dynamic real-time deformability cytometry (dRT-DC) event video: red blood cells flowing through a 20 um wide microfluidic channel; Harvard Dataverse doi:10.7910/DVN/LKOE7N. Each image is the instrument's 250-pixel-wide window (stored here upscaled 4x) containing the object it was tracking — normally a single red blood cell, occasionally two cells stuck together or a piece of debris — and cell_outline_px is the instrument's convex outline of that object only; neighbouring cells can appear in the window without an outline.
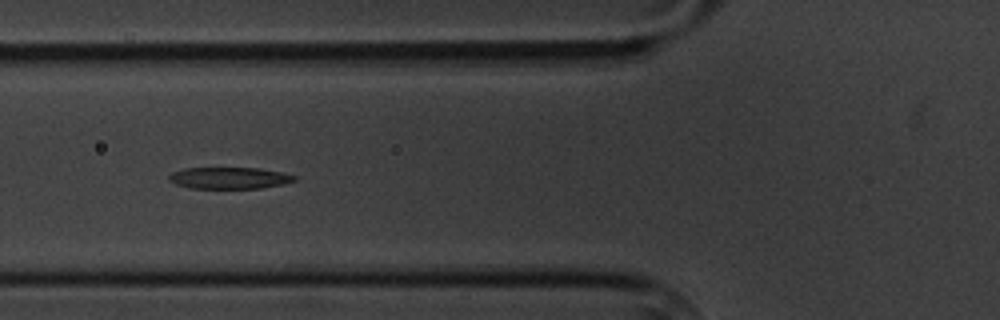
{"species": "common noctule bat (a hibernating species)", "species_latin": "Nyctalus noctula", "temperature_condition": "cold", "stored_images_in_passage": 5, "camera_frame_rate_fps": 3000, "um_per_image_px": 0.085, "animal": {"sex": "male", "body_mass_g": 20.1, "forearm_length_mm": 53.5}, "frame": {"image": 1, "passage_image": 4, "time_ms": 3.667, "image_size_px": [1000, 320], "cell_outline_px": [[296, 180], [284, 184], [260, 188], [188, 188], [176, 184], [168, 180], [168, 176], [172, 172], [184, 168], [260, 168], [280, 172], [296, 176]], "centroid_in_image_um": [19.47, 15.13], "position_along_channel_um": 106.3, "area_um2": 15.78}}
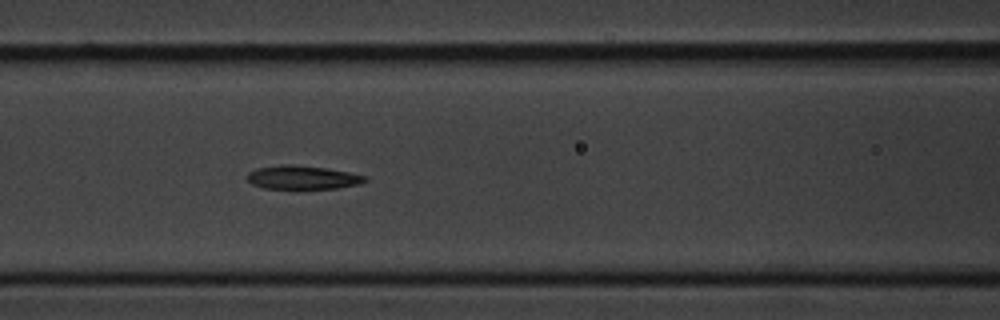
{"frame": {"image": 2, "passage_image": 5, "time_ms": 4.667, "image_size_px": [1000, 320], "cell_outline_px": [[368, 180], [360, 184], [336, 188], [264, 188], [252, 184], [248, 180], [248, 172], [256, 168], [280, 164], [296, 164], [328, 168], [368, 176]], "centroid_in_image_um": [25.73, 15.06], "position_along_channel_um": 140.9, "area_um2": 16.3}}